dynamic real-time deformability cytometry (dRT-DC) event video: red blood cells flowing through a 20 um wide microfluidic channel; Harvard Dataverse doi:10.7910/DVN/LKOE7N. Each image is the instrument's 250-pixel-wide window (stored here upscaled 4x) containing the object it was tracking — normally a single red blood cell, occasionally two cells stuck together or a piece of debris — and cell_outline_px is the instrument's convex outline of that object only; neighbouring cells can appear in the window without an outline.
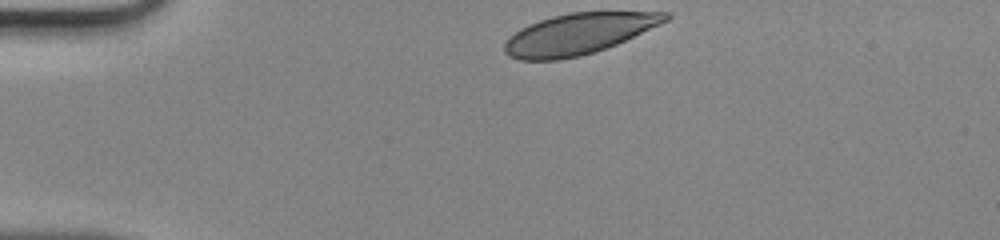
{"species": "human", "species_latin": "Homo sapiens", "temperature_condition": "room temperature", "stored_images_in_passage": 32, "camera_frame_rate_fps": 3000, "um_per_image_px": 0.085, "donor": {"sex": "male"}, "frame": {"image": 1, "passage_image": 1, "time_ms": 0.0, "image_size_px": [1000, 240], "cell_outline_px": [[672, 16], [668, 20], [660, 24], [616, 44], [580, 56], [560, 60], [520, 60], [508, 56], [504, 52], [504, 44], [520, 28], [528, 24], [552, 16], [572, 12], [668, 12]], "centroid_in_image_um": [49.16, 2.88], "position_along_channel_um": 35.8, "area_um2": 38.03}}
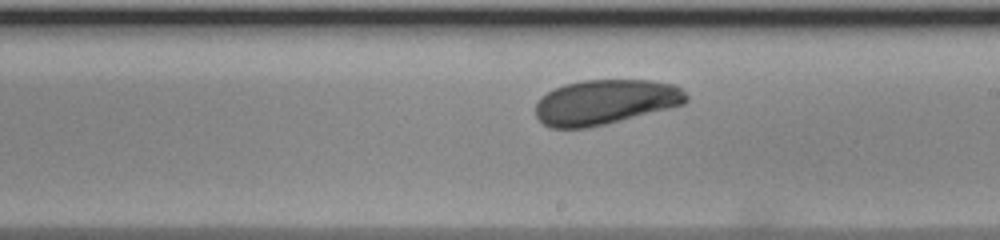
{"frame": {"image": 2, "passage_image": 19, "time_ms": 6.0, "image_size_px": [1000, 240], "cell_outline_px": [[688, 100], [684, 104], [588, 128], [552, 128], [544, 124], [536, 116], [536, 104], [540, 96], [564, 84], [584, 80], [652, 80], [672, 84], [680, 88], [688, 96]], "centroid_in_image_um": [51.43, 8.67], "position_along_channel_um": 237.6, "area_um2": 39.13}}
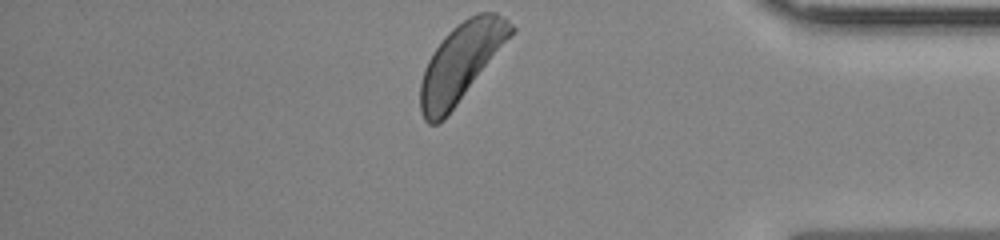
{"frame": {"image": 3, "passage_image": 32, "time_ms": 10.333, "image_size_px": [1000, 240], "cell_outline_px": [[516, 32], [444, 120], [436, 124], [428, 124], [424, 120], [420, 112], [420, 84], [424, 68], [432, 52], [444, 36], [452, 28], [468, 16], [476, 12], [496, 12], [504, 16], [516, 28]], "centroid_in_image_um": [39.2, 5.28], "position_along_channel_um": 396.0, "area_um2": 41.5}}